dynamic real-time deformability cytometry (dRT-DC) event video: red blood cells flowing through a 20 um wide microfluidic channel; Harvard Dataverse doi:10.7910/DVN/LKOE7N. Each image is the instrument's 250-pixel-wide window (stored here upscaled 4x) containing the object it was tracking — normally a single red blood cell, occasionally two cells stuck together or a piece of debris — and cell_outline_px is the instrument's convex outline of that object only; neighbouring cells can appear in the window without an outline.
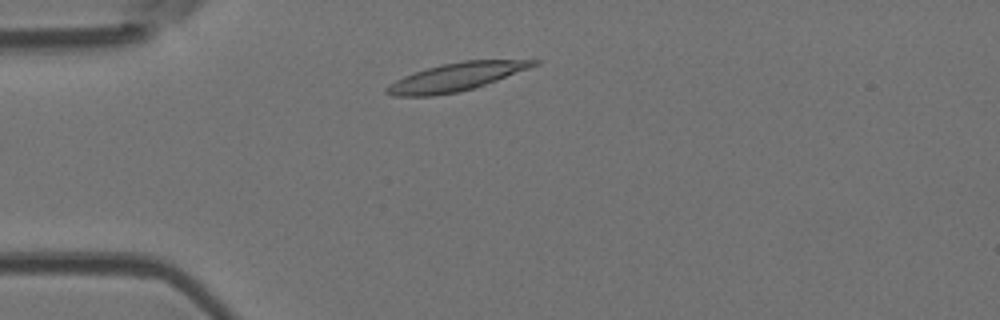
{"species": "Egyptian fruit bat (a non-hibernating species)", "species_latin": "Rousettus aegyptiacus", "temperature_condition": "room temperature", "stored_images_in_passage": 2, "camera_frame_rate_fps": 3000, "um_per_image_px": 0.085, "animal": {"sex": "female"}, "frame": {"image": 1, "passage_image": 2, "time_ms": 1.333, "image_size_px": [1000, 320], "cell_outline_px": [[540, 64], [496, 80], [460, 92], [432, 96], [392, 96], [384, 92], [384, 88], [388, 84], [404, 76], [440, 64], [464, 60], [540, 60]], "centroid_in_image_um": [38.72, 6.55], "position_along_channel_um": 46.3, "area_um2": 23.81}}